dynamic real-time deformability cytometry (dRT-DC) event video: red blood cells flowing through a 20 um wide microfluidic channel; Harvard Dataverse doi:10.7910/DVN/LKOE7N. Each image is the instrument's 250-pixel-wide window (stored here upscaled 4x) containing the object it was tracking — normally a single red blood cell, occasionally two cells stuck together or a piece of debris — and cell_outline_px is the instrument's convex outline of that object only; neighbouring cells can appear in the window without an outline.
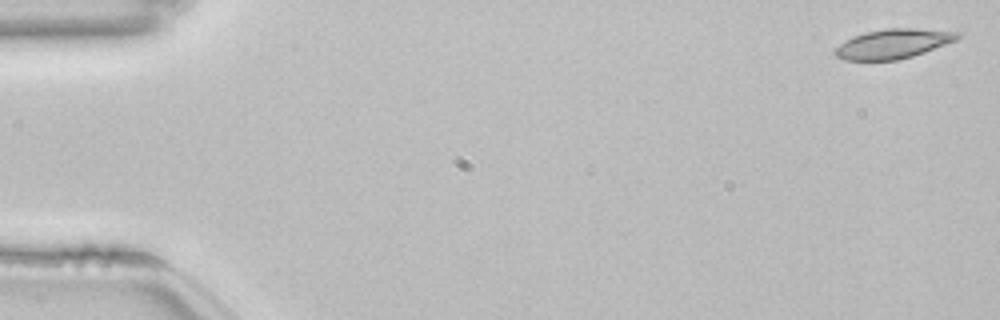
{"species": "common noctule bat (a hibernating species)", "species_latin": "Nyctalus noctula", "temperature_condition": "room temperature", "stored_images_in_passage": 53, "camera_frame_rate_fps": 3000, "um_per_image_px": 0.085, "animal": {"sex": "female", "body_mass_g": 22.7, "forearm_length_mm": 54.2}, "frame": {"image": 1, "passage_image": 1, "time_ms": 0.0, "image_size_px": [1000, 320], "cell_outline_px": [[960, 36], [956, 40], [924, 52], [912, 56], [896, 60], [844, 60], [836, 56], [832, 52], [832, 48], [852, 36], [868, 32], [888, 28], [912, 28], [960, 32]], "centroid_in_image_um": [75.85, 3.72], "position_along_channel_um": 9.1, "area_um2": 20.98}}
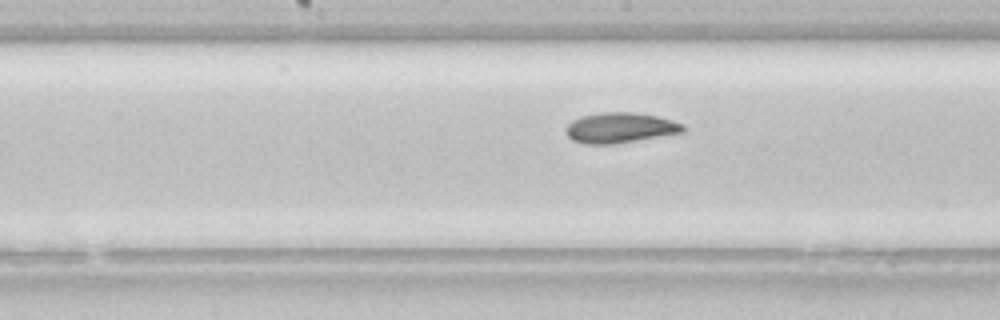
{"frame": {"image": 2, "passage_image": 27, "time_ms": 8.667, "image_size_px": [1000, 320], "cell_outline_px": [[688, 128], [684, 132], [616, 144], [588, 144], [572, 140], [564, 132], [564, 128], [572, 120], [580, 116], [604, 112], [632, 112], [656, 116], [672, 120], [684, 124]], "centroid_in_image_um": [52.71, 10.86], "position_along_channel_um": 195.5, "area_um2": 20.92}}
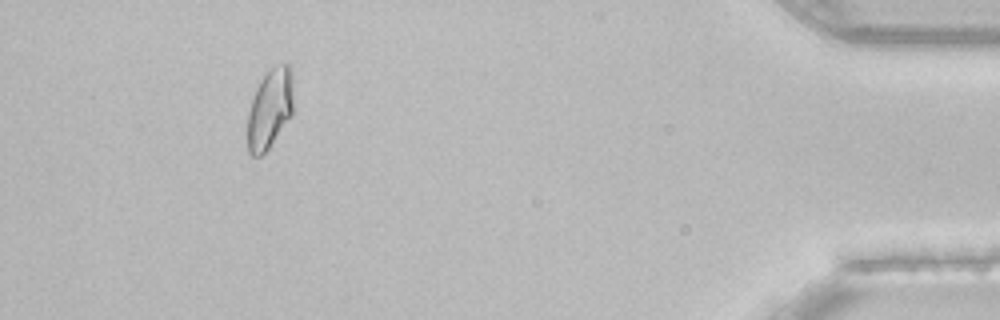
{"frame": {"image": 3, "passage_image": 49, "time_ms": 16.0, "image_size_px": [1000, 320], "cell_outline_px": [[292, 116], [268, 148], [260, 156], [252, 156], [248, 152], [248, 112], [256, 88], [260, 80], [276, 64], [288, 60], [292, 68]], "centroid_in_image_um": [22.96, 9.19], "position_along_channel_um": 412.2, "area_um2": 21.39}, "authors_computed_cell_mechanics": {"area_um2": 20.8658, "velocity_mm_per_s": 3.8301, "shape_relaxation_time_tau1_ms": 4.9518, "shape_relaxation_time_tau2_ms": 3.885, "deformation_change_tau1": 0.1102, "deformation_change_tau2": 0.0616}}